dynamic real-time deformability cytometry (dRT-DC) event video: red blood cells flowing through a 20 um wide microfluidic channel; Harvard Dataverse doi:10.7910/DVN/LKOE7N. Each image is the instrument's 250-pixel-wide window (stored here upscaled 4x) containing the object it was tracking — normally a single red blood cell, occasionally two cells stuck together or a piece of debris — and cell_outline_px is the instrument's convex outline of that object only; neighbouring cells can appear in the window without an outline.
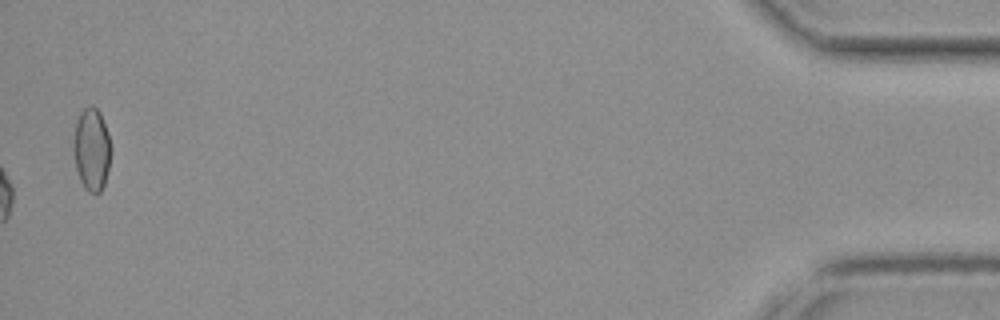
{"species": "common noctule bat (a hibernating species)", "species_latin": "Nyctalus noctula", "temperature_condition": "cold", "stored_images_in_passage": 41, "camera_frame_rate_fps": 3000, "um_per_image_px": 0.085, "animal": {"sex": "female", "body_mass_g": 19.3, "forearm_length_mm": 54.1}, "frame": {"image": 1, "passage_image": 41, "time_ms": 13.333, "image_size_px": [1000, 320], "cell_outline_px": [[112, 152], [104, 184], [100, 192], [88, 192], [84, 188], [80, 180], [76, 168], [72, 152], [72, 144], [76, 120], [80, 112], [88, 104], [92, 104], [100, 112], [112, 148]], "centroid_in_image_um": [7.77, 12.67], "position_along_channel_um": 427.4, "area_um2": 18.32}}